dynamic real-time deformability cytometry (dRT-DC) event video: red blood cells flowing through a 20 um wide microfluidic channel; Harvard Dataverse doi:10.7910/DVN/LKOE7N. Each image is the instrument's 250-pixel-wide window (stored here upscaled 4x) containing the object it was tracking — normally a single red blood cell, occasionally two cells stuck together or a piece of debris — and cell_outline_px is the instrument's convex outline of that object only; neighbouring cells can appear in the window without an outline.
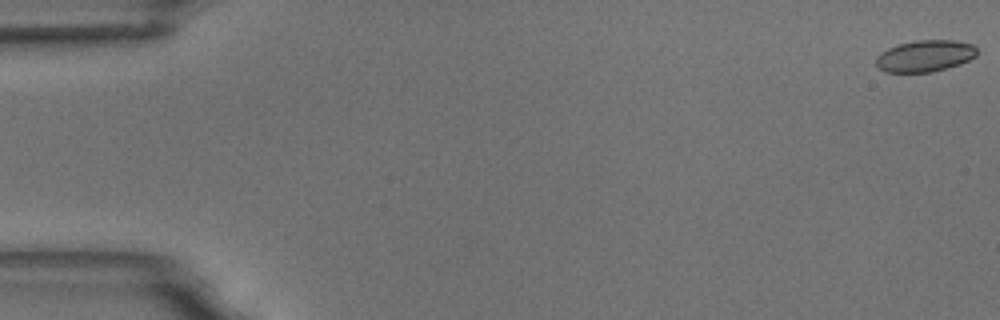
{"species": "common noctule bat (a hibernating species)", "species_latin": "Nyctalus noctula", "temperature_condition": "room temperature", "stored_images_in_passage": 7, "camera_frame_rate_fps": 3000, "um_per_image_px": 0.085, "animal": {"sex": "male", "body_mass_g": 18.8}, "frame": {"image": 1, "passage_image": 1, "time_ms": 0.0, "image_size_px": [1000, 320], "cell_outline_px": [[976, 56], [960, 64], [948, 68], [932, 72], [884, 72], [876, 64], [876, 56], [880, 52], [888, 48], [900, 44], [916, 40], [956, 40], [972, 44], [976, 48]], "centroid_in_image_um": [78.62, 4.76], "position_along_channel_um": 6.4, "area_um2": 18.61}}